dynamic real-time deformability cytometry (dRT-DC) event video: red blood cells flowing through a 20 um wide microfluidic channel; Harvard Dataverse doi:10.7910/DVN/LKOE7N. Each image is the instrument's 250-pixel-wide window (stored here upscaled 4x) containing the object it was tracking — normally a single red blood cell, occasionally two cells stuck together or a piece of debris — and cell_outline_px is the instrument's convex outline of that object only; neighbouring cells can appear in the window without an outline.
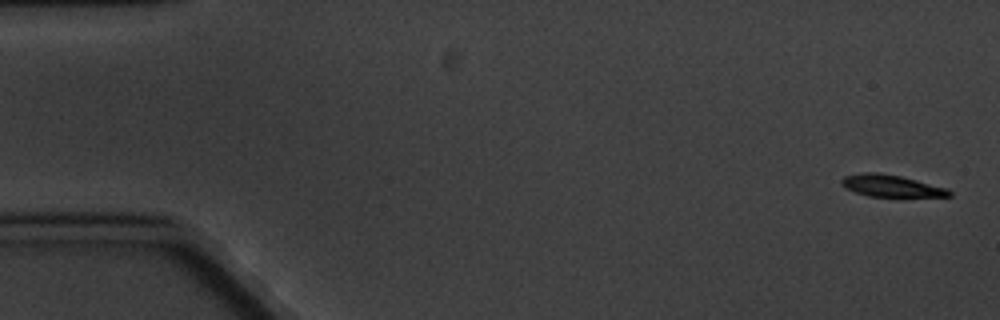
{"species": "common noctule bat (a hibernating species)", "species_latin": "Nyctalus noctula", "temperature_condition": "cold", "stored_images_in_passage": 5, "camera_frame_rate_fps": 3000, "um_per_image_px": 0.085, "animal": {"sex": "male", "body_mass_g": 20.1, "forearm_length_mm": 53.5}, "frame": {"image": 1, "passage_image": 1, "time_ms": 0.0, "image_size_px": [1000, 320], "cell_outline_px": [[952, 196], [868, 196], [856, 192], [840, 184], [840, 180], [844, 176], [864, 172], [876, 172], [900, 176], [948, 188], [952, 192]], "centroid_in_image_um": [75.74, 15.79], "position_along_channel_um": 9.3, "area_um2": 13.53}}